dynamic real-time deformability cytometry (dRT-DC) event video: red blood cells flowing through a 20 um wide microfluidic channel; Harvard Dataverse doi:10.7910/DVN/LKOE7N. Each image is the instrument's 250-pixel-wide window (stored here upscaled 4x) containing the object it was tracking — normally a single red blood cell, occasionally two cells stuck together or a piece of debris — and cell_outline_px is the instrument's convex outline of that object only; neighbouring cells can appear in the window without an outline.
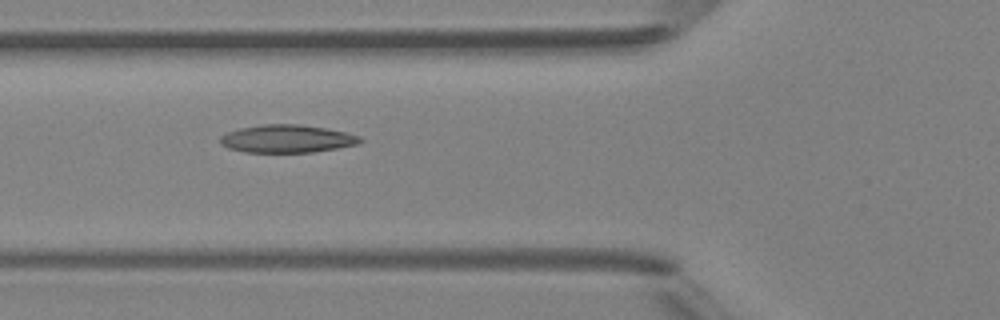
{"species": "Egyptian fruit bat (a non-hibernating species)", "species_latin": "Rousettus aegyptiacus", "temperature_condition": "room temperature", "stored_images_in_passage": 8, "camera_frame_rate_fps": 3000, "um_per_image_px": 0.085, "animal": {"sex": "female"}, "frame": {"image": 1, "passage_image": 6, "time_ms": 5.667, "image_size_px": [1000, 320], "cell_outline_px": [[364, 140], [360, 144], [312, 152], [244, 152], [228, 148], [220, 144], [220, 136], [228, 132], [240, 128], [260, 124], [300, 124], [348, 132], [360, 136]], "centroid_in_image_um": [24.41, 11.79], "position_along_channel_um": 101.4, "area_um2": 22.83}}
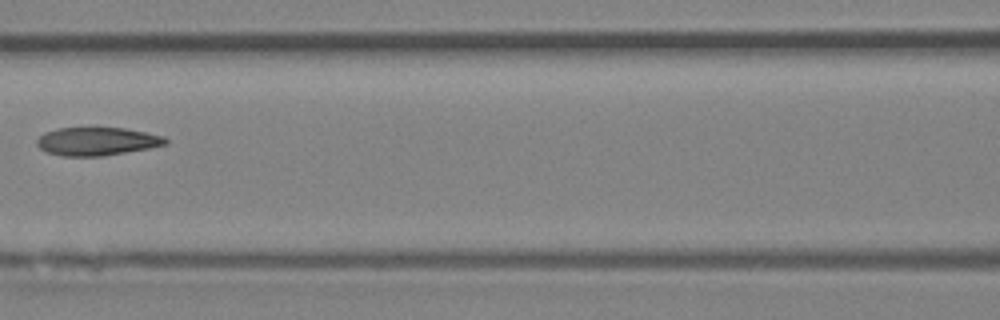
{"frame": {"image": 2, "passage_image": 7, "time_ms": 7.0, "image_size_px": [1000, 320], "cell_outline_px": [[168, 144], [148, 148], [100, 156], [64, 156], [48, 152], [40, 148], [36, 144], [36, 140], [44, 132], [56, 128], [124, 128], [164, 136], [168, 140]], "centroid_in_image_um": [8.22, 12.01], "position_along_channel_um": 158.4, "area_um2": 20.92}}
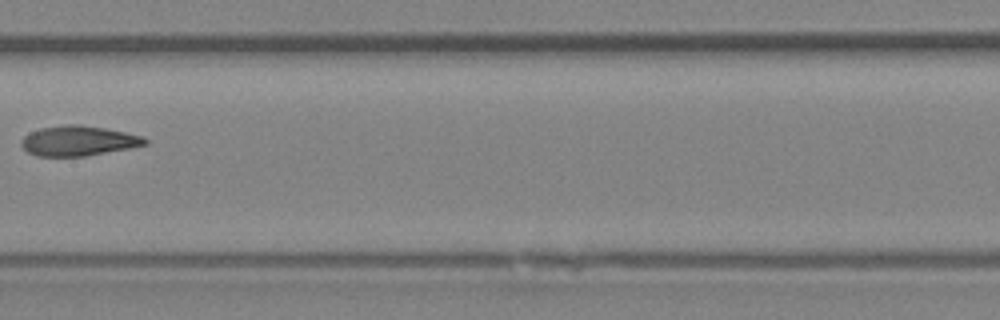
{"frame": {"image": 3, "passage_image": 8, "time_ms": 8.0, "image_size_px": [1000, 320], "cell_outline_px": [[148, 144], [132, 148], [84, 156], [36, 156], [28, 152], [20, 144], [20, 140], [24, 136], [40, 128], [68, 124], [72, 124], [104, 128], [144, 136], [148, 140]], "centroid_in_image_um": [6.68, 11.98], "position_along_channel_um": 200.7, "area_um2": 21.56}}